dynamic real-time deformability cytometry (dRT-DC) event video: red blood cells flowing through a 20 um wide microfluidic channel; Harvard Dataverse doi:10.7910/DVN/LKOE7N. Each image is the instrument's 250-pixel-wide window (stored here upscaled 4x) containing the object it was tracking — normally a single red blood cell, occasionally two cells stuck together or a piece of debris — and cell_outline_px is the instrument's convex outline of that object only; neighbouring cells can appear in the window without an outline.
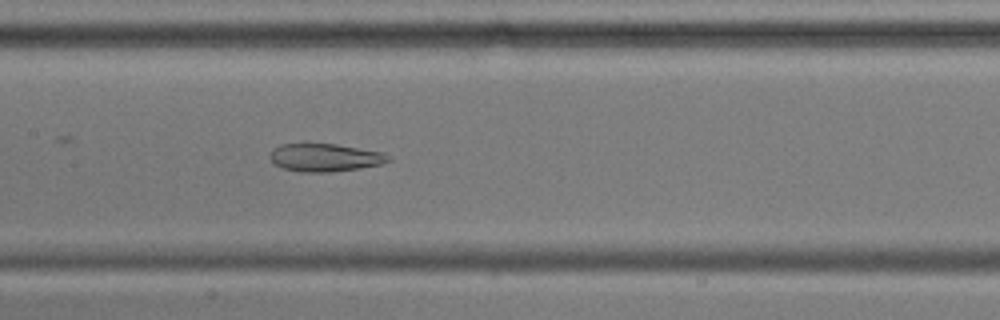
{"species": "common noctule bat (a hibernating species)", "species_latin": "Nyctalus noctula", "temperature_condition": "cold", "stored_images_in_passage": 44, "camera_frame_rate_fps": 3000, "um_per_image_px": 0.085, "animal": {"sex": "male", "body_mass_g": 17.9, "forearm_length_mm": 54.2}, "frame": {"image": 1, "passage_image": 15, "time_ms": 4.667, "image_size_px": [1000, 320], "cell_outline_px": [[392, 160], [380, 164], [360, 168], [332, 172], [300, 172], [284, 168], [276, 164], [268, 156], [272, 148], [280, 144], [304, 140], [336, 144], [380, 152], [392, 156]], "centroid_in_image_um": [27.55, 13.34], "position_along_channel_um": 179.9, "area_um2": 20.0}}
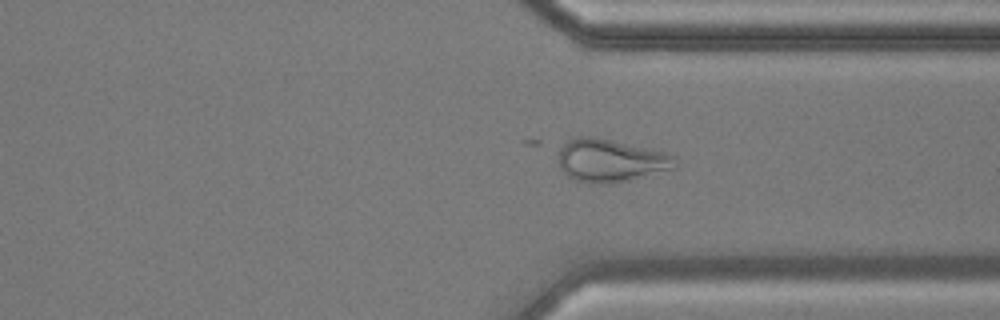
{"frame": {"image": 2, "passage_image": 30, "time_ms": 9.667, "image_size_px": [1000, 320], "cell_outline_px": [[676, 168], [612, 184], [592, 184], [576, 180], [568, 176], [560, 168], [560, 148], [568, 140], [576, 136], [596, 136], [664, 152], [676, 156]], "centroid_in_image_um": [51.9, 13.64], "position_along_channel_um": 359.5, "area_um2": 29.19}}
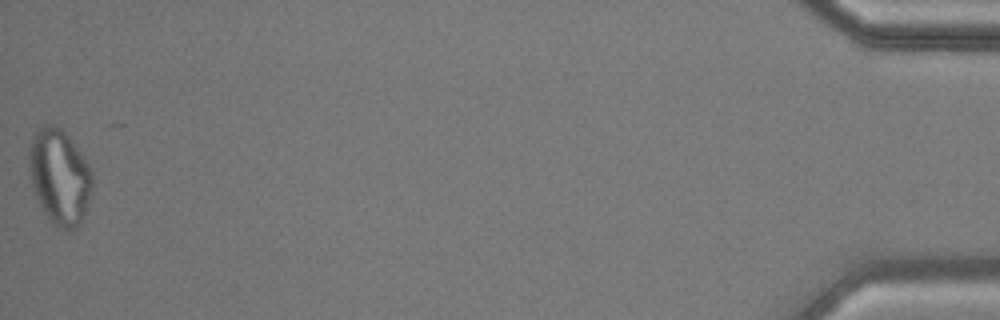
{"frame": {"image": 3, "passage_image": 44, "time_ms": 14.333, "image_size_px": [1000, 320], "cell_outline_px": [[92, 184], [88, 200], [80, 224], [76, 228], [56, 228], [52, 224], [44, 212], [36, 196], [32, 184], [28, 164], [28, 148], [32, 132], [36, 128], [44, 124], [52, 124], [60, 128], [68, 136], [88, 164], [92, 172]], "centroid_in_image_um": [5.01, 14.97], "position_along_channel_um": 430.2, "area_um2": 35.03}, "authors_computed_cell_mechanics": {"area_um2": 24.5939, "velocity_mm_per_s": 3.6016, "shape_relaxation_time_tau1_ms": null, "shape_relaxation_time_tau2_ms": 2.6742, "deformation_change_tau1": null, "deformation_change_tau2": 0.1058}}